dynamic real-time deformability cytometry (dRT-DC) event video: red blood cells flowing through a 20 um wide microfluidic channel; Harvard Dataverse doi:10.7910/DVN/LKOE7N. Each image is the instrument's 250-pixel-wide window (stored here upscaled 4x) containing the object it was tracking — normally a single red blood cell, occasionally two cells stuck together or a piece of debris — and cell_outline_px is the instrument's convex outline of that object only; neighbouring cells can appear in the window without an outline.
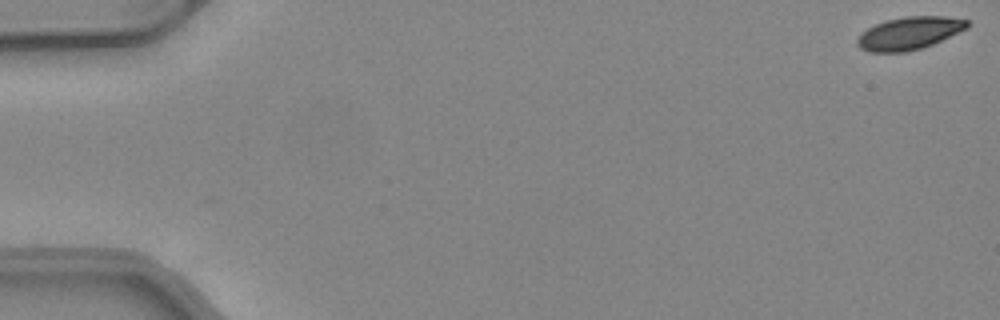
{"species": "common noctule bat (a hibernating species)", "species_latin": "Nyctalus noctula", "temperature_condition": "warm", "stored_images_in_passage": 51, "camera_frame_rate_fps": 3000, "um_per_image_px": 0.085, "animal": {"sex": "female", "body_mass_g": 24.6, "forearm_length_mm": 56.2}, "frame": {"image": 1, "passage_image": 1, "time_ms": 0.0, "image_size_px": [1000, 320], "cell_outline_px": [[968, 28], [932, 44], [920, 48], [904, 52], [872, 52], [860, 48], [856, 44], [856, 40], [868, 28], [884, 20], [904, 16], [944, 16], [968, 20]], "centroid_in_image_um": [77.28, 2.81], "position_along_channel_um": 7.7, "area_um2": 20.75}}
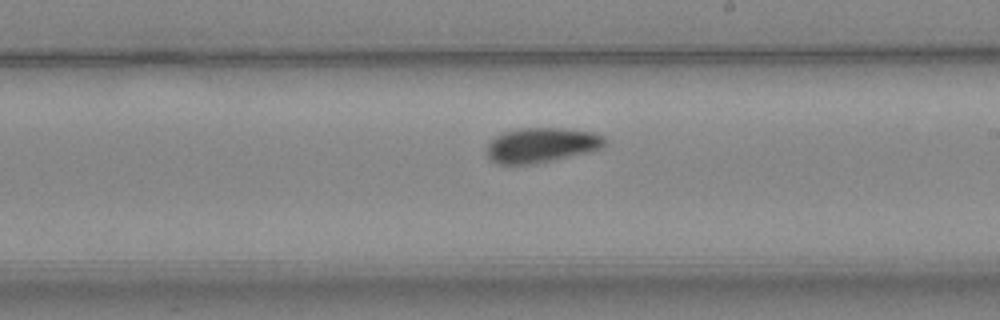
{"frame": {"image": 2, "passage_image": 30, "time_ms": 9.667, "image_size_px": [1000, 320], "cell_outline_px": [[608, 140], [600, 148], [592, 152], [532, 164], [496, 164], [488, 160], [484, 152], [488, 144], [496, 136], [504, 132], [520, 128], [564, 128], [592, 132], [604, 136]], "centroid_in_image_um": [46.0, 12.34], "position_along_channel_um": 243.0, "area_um2": 24.28}}
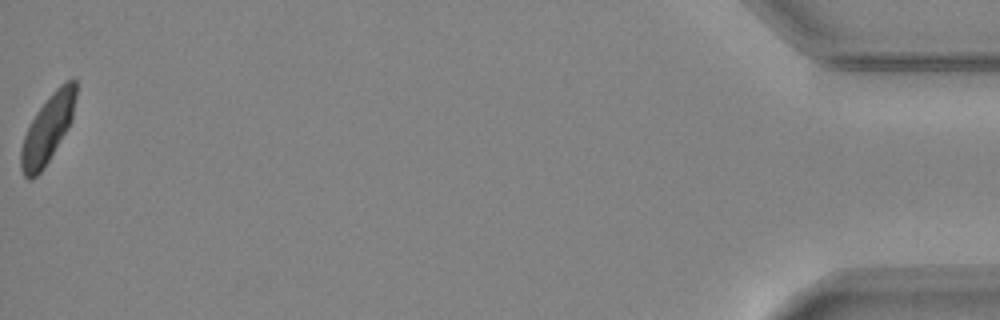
{"frame": {"image": 3, "passage_image": 51, "time_ms": 16.667, "image_size_px": [1000, 320], "cell_outline_px": [[76, 96], [72, 120], [68, 128], [44, 168], [32, 180], [28, 180], [24, 176], [20, 168], [20, 148], [24, 136], [36, 112], [52, 92], [60, 84], [72, 76], [76, 80]], "centroid_in_image_um": [4.05, 10.95], "position_along_channel_um": 431.1, "area_um2": 21.85}, "authors_computed_cell_mechanics": {"area_um2": 23.1778, "velocity_mm_per_s": 4.1031, "shape_relaxation_time_tau1_ms": 5.6445, "shape_relaxation_time_tau2_ms": 4.154, "deformation_change_tau1": 0.1468, "deformation_change_tau2": 0.0753}}